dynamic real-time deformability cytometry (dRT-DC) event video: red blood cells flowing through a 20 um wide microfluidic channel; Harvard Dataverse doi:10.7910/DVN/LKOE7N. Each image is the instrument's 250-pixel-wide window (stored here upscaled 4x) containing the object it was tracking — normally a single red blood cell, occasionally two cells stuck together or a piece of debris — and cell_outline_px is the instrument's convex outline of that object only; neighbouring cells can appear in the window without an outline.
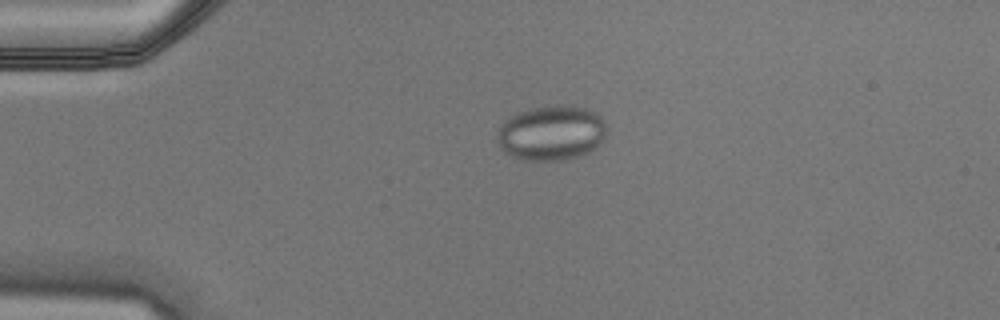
{"species": "Egyptian fruit bat (a non-hibernating species)", "species_latin": "Rousettus aegyptiacus", "temperature_condition": "cold", "stored_images_in_passage": 4, "camera_frame_rate_fps": 3000, "um_per_image_px": 0.085, "animal": {"sex": "male"}, "frame": {"image": 1, "passage_image": 3, "time_ms": 0.667, "image_size_px": [1000, 320], "cell_outline_px": [[604, 136], [600, 144], [596, 148], [588, 152], [564, 160], [520, 160], [504, 152], [500, 148], [496, 136], [496, 132], [504, 120], [508, 116], [516, 112], [532, 108], [556, 104], [584, 108], [600, 116], [604, 120]], "centroid_in_image_um": [46.8, 11.3], "position_along_channel_um": 38.2, "area_um2": 35.14}}